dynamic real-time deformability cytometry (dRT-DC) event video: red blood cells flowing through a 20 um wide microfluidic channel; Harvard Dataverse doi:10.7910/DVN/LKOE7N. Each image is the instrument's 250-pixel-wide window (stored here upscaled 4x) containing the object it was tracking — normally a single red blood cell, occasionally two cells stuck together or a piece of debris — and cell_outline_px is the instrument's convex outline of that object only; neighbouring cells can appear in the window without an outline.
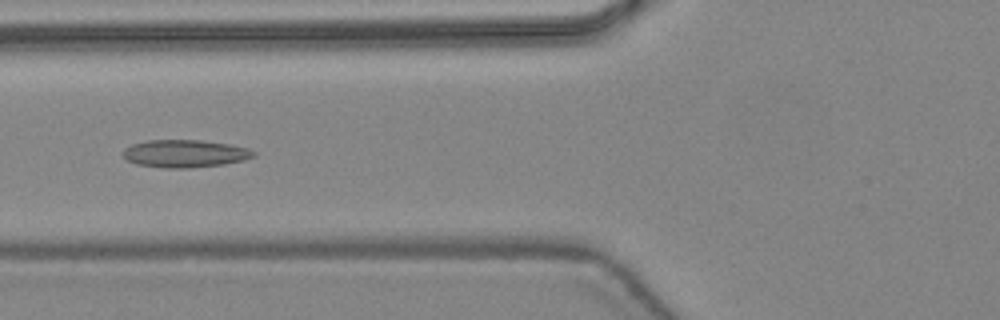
{"species": "common noctule bat (a hibernating species)", "species_latin": "Nyctalus noctula", "temperature_condition": "warm", "stored_images_in_passage": 47, "camera_frame_rate_fps": 3000, "um_per_image_px": 0.085, "animal": {"sex": "female", "body_mass_g": 24.6, "forearm_length_mm": 56.2}, "frame": {"image": 1, "passage_image": 19, "time_ms": 6.0, "image_size_px": [1000, 320], "cell_outline_px": [[256, 156], [244, 160], [224, 164], [188, 168], [164, 168], [136, 164], [128, 160], [124, 156], [124, 148], [132, 144], [148, 140], [200, 140], [228, 144], [248, 148], [256, 152]], "centroid_in_image_um": [15.74, 13.05], "position_along_channel_um": 110.1, "area_um2": 20.98}}
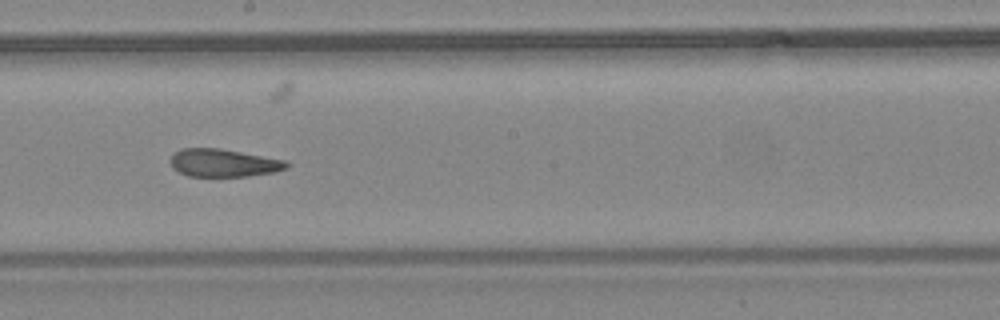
{"frame": {"image": 2, "passage_image": 27, "time_ms": 8.667, "image_size_px": [1000, 320], "cell_outline_px": [[288, 168], [276, 172], [248, 176], [188, 176], [172, 168], [168, 160], [180, 148], [220, 148], [284, 160], [288, 164]], "centroid_in_image_um": [18.97, 13.85], "position_along_channel_um": 229.2, "area_um2": 18.84}}
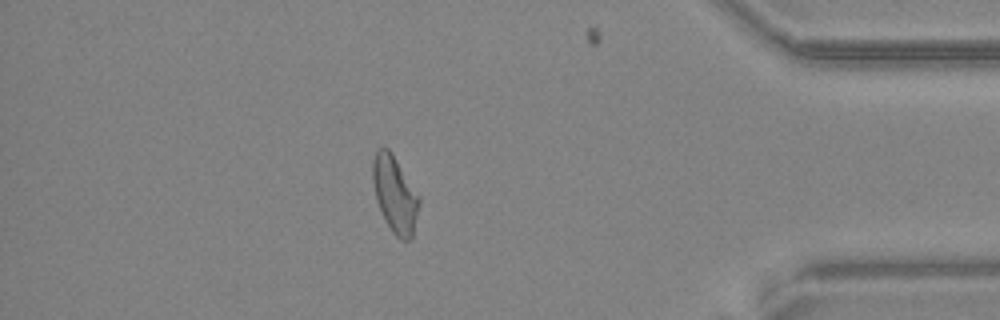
{"frame": {"image": 3, "passage_image": 41, "time_ms": 13.333, "image_size_px": [1000, 320], "cell_outline_px": [[420, 200], [412, 240], [400, 240], [392, 232], [376, 200], [372, 180], [372, 160], [376, 152], [380, 148], [388, 148], [420, 196]], "centroid_in_image_um": [33.57, 16.54], "position_along_channel_um": 401.6, "area_um2": 20.46}, "authors_computed_cell_mechanics": {"area_um2": 20.7502, "velocity_mm_per_s": 4.465, "shape_relaxation_time_tau1_ms": null, "shape_relaxation_time_tau2_ms": 3.1443, "deformation_change_tau1": null, "deformation_change_tau2": 0.0957}}